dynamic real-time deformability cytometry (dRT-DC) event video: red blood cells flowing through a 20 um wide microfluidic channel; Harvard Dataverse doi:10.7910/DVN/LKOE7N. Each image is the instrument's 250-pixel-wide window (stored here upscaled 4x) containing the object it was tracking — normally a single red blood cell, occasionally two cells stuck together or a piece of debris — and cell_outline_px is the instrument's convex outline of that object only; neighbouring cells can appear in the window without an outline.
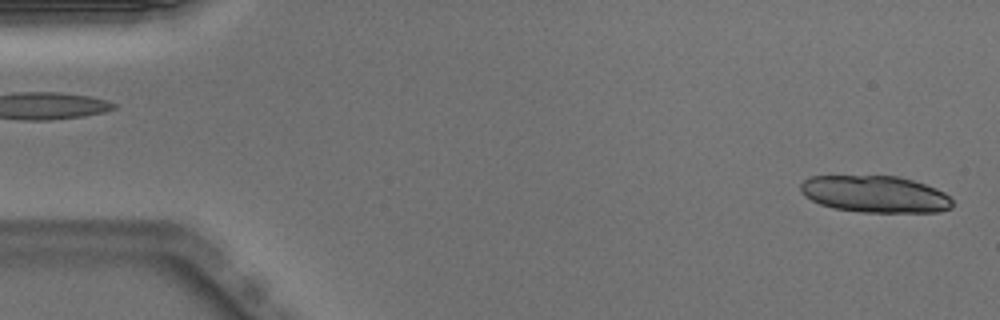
{"species": "Egyptian fruit bat (a non-hibernating species)", "species_latin": "Rousettus aegyptiacus", "temperature_condition": "warm", "stored_images_in_passage": 18, "segment_of_instrument_passage": [1, 2], "camera_frame_rate_fps": 3000, "um_per_image_px": 0.085, "animal": {"sex": "male"}, "frame": {"image": 1, "passage_image": 1, "time_ms": 0.0, "image_size_px": [1000, 320], "cell_outline_px": [[952, 208], [940, 212], [860, 212], [832, 208], [820, 204], [804, 196], [800, 192], [800, 184], [804, 180], [812, 176], [896, 176], [912, 180], [936, 188], [944, 192], [952, 200]], "centroid_in_image_um": [74.37, 16.51], "position_along_channel_um": 10.6, "area_um2": 32.66}}